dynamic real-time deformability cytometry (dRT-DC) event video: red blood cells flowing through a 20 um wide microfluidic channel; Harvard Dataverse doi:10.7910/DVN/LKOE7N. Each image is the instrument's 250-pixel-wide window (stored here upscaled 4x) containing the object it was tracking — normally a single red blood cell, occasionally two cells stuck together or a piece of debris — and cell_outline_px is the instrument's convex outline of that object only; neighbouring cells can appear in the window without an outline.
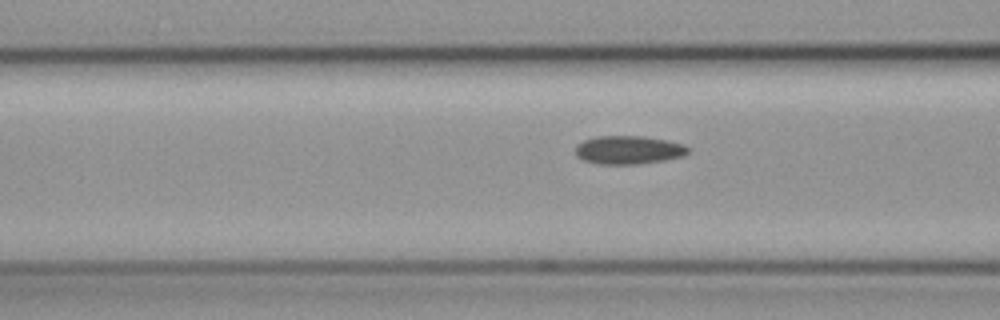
{"species": "common noctule bat (a hibernating species)", "species_latin": "Nyctalus noctula", "temperature_condition": "cold", "stored_images_in_passage": 16, "camera_frame_rate_fps": 3000, "um_per_image_px": 0.085, "animal": {"sex": "female", "body_mass_g": 19.3, "forearm_length_mm": 54.1}, "frame": {"image": 1, "passage_image": 14, "time_ms": 4.333, "image_size_px": [1000, 320], "cell_outline_px": [[692, 148], [684, 156], [664, 160], [636, 164], [600, 164], [584, 160], [576, 156], [576, 144], [584, 140], [596, 136], [644, 136], [668, 140], [684, 144]], "centroid_in_image_um": [53.46, 12.73], "position_along_channel_um": 113.1, "area_um2": 18.79}}